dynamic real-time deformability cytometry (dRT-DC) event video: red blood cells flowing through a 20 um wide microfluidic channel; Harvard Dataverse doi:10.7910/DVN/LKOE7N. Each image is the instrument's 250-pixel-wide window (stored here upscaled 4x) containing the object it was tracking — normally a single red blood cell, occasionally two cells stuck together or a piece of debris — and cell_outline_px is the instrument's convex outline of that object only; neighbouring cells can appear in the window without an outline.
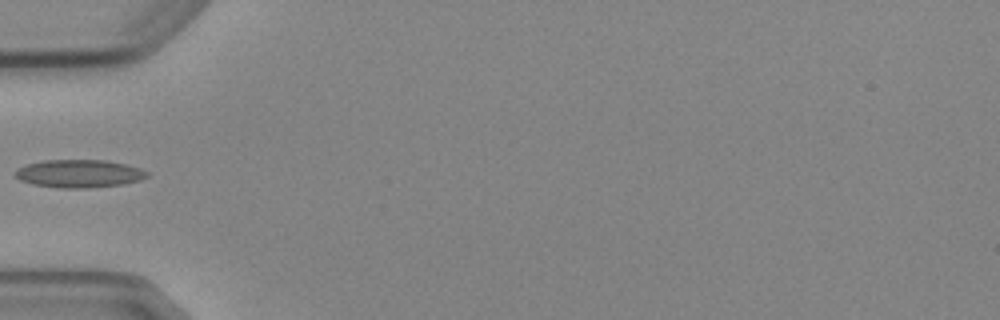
{"species": "Egyptian fruit bat (a non-hibernating species)", "species_latin": "Rousettus aegyptiacus", "temperature_condition": "cold", "stored_images_in_passage": 5, "camera_frame_rate_fps": 3000, "um_per_image_px": 0.085, "animal": {"sex": "female"}, "frame": {"image": 1, "passage_image": 5, "time_ms": 5.667, "image_size_px": [1000, 320], "cell_outline_px": [[148, 176], [140, 180], [120, 184], [88, 188], [60, 188], [32, 184], [20, 180], [16, 176], [16, 172], [20, 168], [28, 164], [44, 160], [104, 160], [124, 164], [140, 168], [148, 172]], "centroid_in_image_um": [6.74, 14.76], "position_along_channel_um": 78.3, "area_um2": 21.15}}